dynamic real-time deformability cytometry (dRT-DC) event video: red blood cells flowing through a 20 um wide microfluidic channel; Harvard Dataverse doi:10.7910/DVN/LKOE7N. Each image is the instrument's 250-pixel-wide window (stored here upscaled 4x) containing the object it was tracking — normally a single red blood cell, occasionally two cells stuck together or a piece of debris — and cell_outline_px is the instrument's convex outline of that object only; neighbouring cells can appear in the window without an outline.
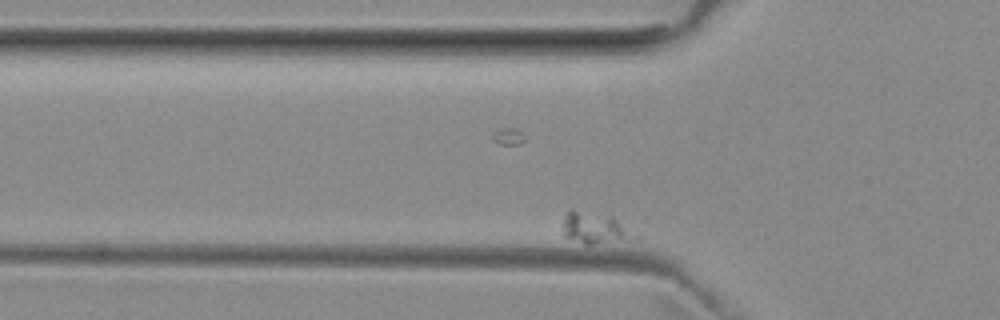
{"species": "common noctule bat (a hibernating species)", "species_latin": "Nyctalus noctula", "temperature_condition": "room temperature", "stored_images_in_passage": 40, "camera_frame_rate_fps": 3000, "um_per_image_px": 0.085, "animal": {"sex": "female", "body_mass_g": 29.2, "forearm_length_mm": 56.3}, "frame": {"image": 1, "passage_image": 5, "time_ms": 1.333, "image_size_px": [1000, 320], "cell_outline_px": [[644, 236], [632, 240], [596, 244], [584, 244], [564, 236], [564, 216], [572, 208], [612, 216]], "centroid_in_image_um": [50.69, 19.39], "position_along_channel_um": 75.1, "area_um2": 13.64}}
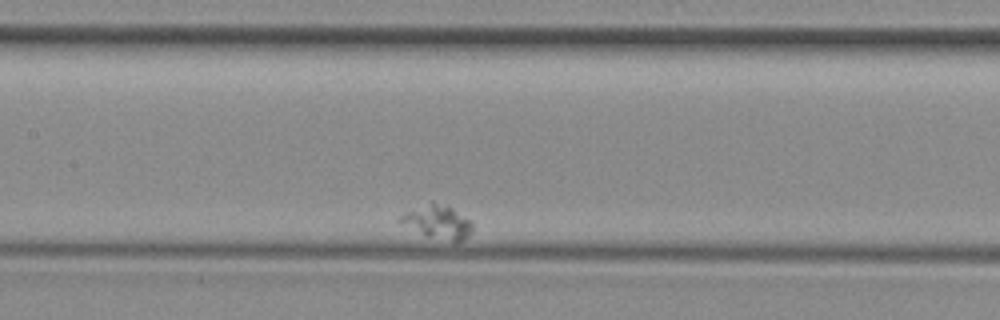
{"frame": {"image": 2, "passage_image": 16, "time_ms": 5.0, "image_size_px": [1000, 320], "cell_outline_px": [[472, 232], [464, 240], [452, 240], [424, 236], [400, 220], [400, 216], [432, 200], [452, 208], [468, 220], [472, 224]], "centroid_in_image_um": [37.24, 18.85], "position_along_channel_um": 170.2, "area_um2": 13.41}}
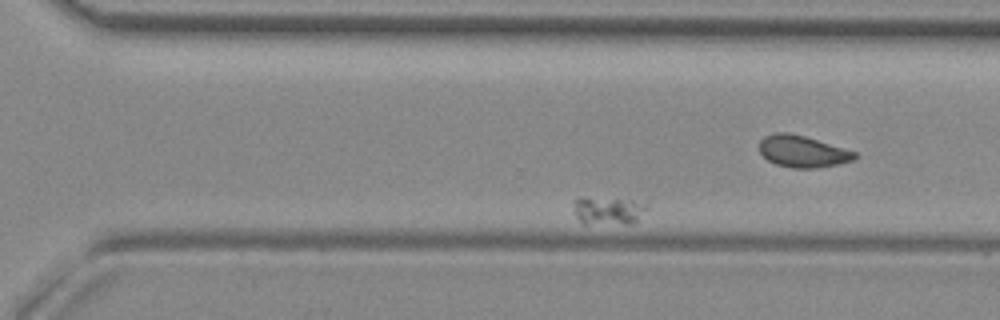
{"frame": {"image": 3, "passage_image": 32, "time_ms": 10.333, "image_size_px": [1000, 320], "cell_outline_px": [[648, 208], [636, 224], [584, 224], [576, 216], [576, 200], [580, 196], [584, 196], [632, 200], [648, 204]], "centroid_in_image_um": [51.77, 17.91], "position_along_channel_um": 318.8, "area_um2": 12.2}}